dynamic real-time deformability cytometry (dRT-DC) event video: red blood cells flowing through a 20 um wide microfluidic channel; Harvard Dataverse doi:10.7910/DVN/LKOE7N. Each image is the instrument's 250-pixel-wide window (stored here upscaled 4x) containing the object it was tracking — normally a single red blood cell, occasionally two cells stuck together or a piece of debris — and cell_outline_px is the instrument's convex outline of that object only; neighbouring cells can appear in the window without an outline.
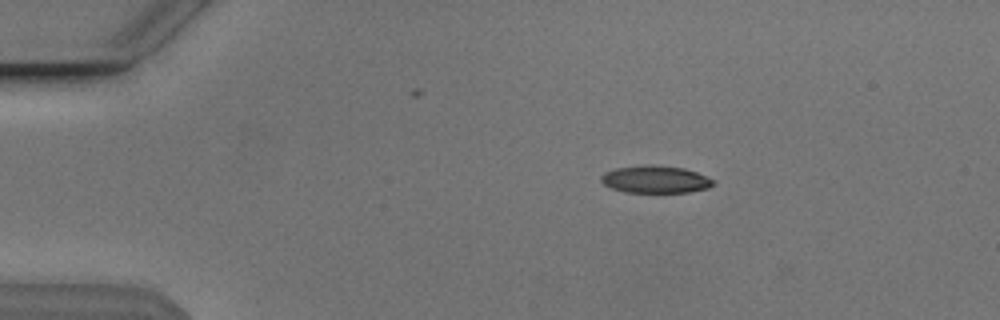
{"species": "Egyptian fruit bat (a non-hibernating species)", "species_latin": "Rousettus aegyptiacus", "temperature_condition": "cold", "stored_images_in_passage": 45, "camera_frame_rate_fps": 3000, "um_per_image_px": 0.085, "animal": {"sex": "male"}, "frame": {"image": 1, "passage_image": 1, "time_ms": 0.0, "image_size_px": [1000, 320], "cell_outline_px": [[716, 184], [708, 188], [688, 192], [624, 192], [612, 188], [604, 184], [600, 180], [600, 176], [604, 172], [616, 168], [648, 164], [684, 168], [696, 172], [716, 180]], "centroid_in_image_um": [55.72, 15.24], "position_along_channel_um": 29.3, "area_um2": 17.98}}
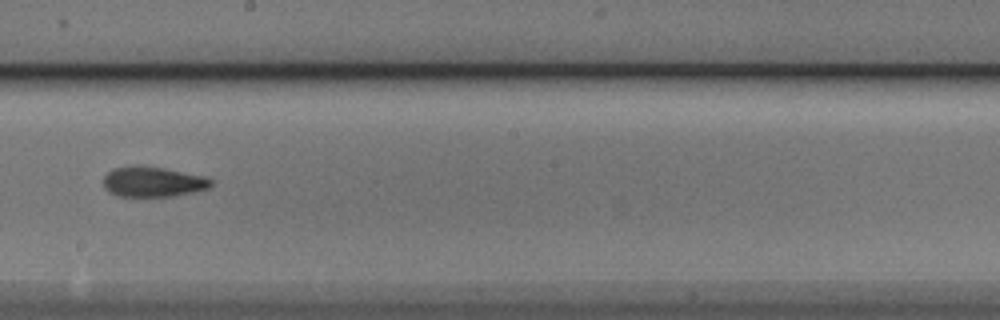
{"frame": {"image": 2, "passage_image": 22, "time_ms": 7.0, "image_size_px": [1000, 320], "cell_outline_px": [[212, 184], [208, 188], [192, 192], [172, 196], [116, 196], [108, 192], [104, 188], [104, 176], [112, 168], [136, 164], [164, 168], [204, 176], [212, 180]], "centroid_in_image_um": [12.95, 15.44], "position_along_channel_um": 235.3, "area_um2": 19.07}}
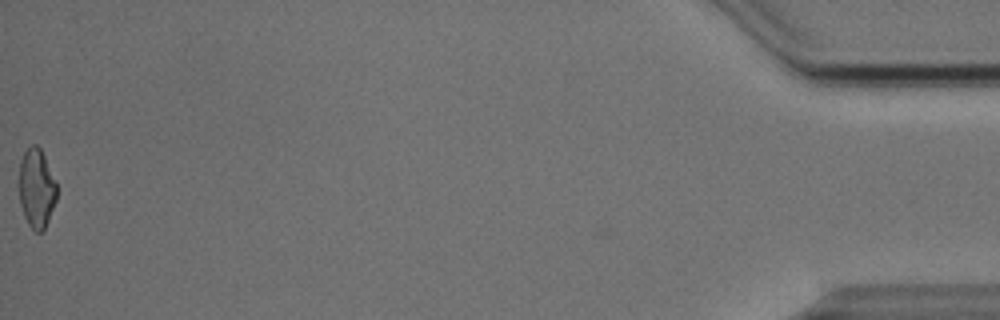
{"frame": {"image": 3, "passage_image": 45, "time_ms": 14.667, "image_size_px": [1000, 320], "cell_outline_px": [[56, 200], [44, 232], [36, 232], [28, 224], [24, 216], [20, 204], [20, 160], [24, 152], [32, 144], [36, 144], [40, 148], [44, 156], [56, 184]], "centroid_in_image_um": [3.1, 16.04], "position_along_channel_um": 432.1, "area_um2": 17.17}, "authors_computed_cell_mechanics": {"area_um2": 18.6116, "velocity_mm_per_s": 3.8441, "shape_relaxation_time_tau1_ms": 5.4832, "shape_relaxation_time_tau2_ms": 2.7858, "deformation_change_tau1": 0.1741, "deformation_change_tau2": 0.0941}}